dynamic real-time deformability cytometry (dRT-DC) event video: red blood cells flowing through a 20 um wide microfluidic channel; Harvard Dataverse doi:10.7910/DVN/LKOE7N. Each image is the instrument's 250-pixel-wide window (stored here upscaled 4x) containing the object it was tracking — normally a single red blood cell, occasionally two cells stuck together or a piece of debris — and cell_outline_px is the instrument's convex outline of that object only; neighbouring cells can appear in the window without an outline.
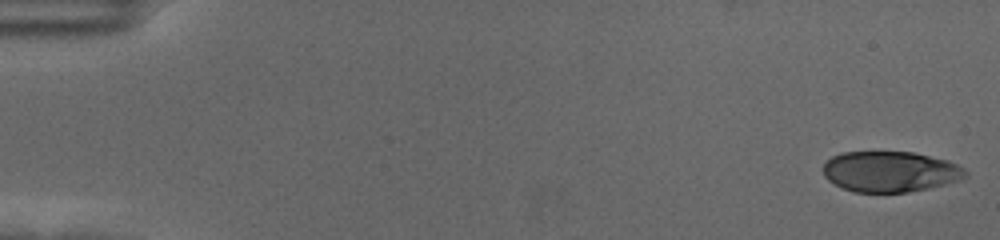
{"species": "human", "species_latin": "Homo sapiens", "temperature_condition": "cold", "stored_images_in_passage": 57, "camera_frame_rate_fps": 3000, "um_per_image_px": 0.085, "donor": {"sex": "female"}, "frame": {"image": 1, "passage_image": 1, "time_ms": 0.0, "image_size_px": [1000, 240], "cell_outline_px": [[968, 176], [960, 180], [928, 188], [908, 192], [852, 192], [828, 180], [824, 176], [824, 164], [832, 156], [840, 152], [912, 152], [948, 160], [964, 168], [968, 172]], "centroid_in_image_um": [75.68, 14.58], "position_along_channel_um": 9.3, "area_um2": 33.7}}
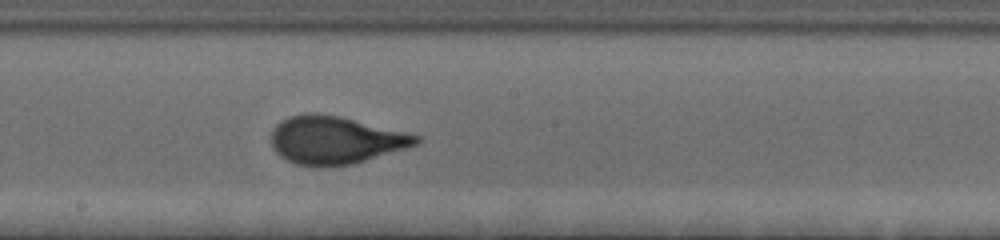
{"frame": {"image": 2, "passage_image": 32, "time_ms": 10.333, "image_size_px": [1000, 240], "cell_outline_px": [[420, 140], [416, 144], [356, 164], [316, 168], [296, 164], [280, 156], [276, 152], [272, 144], [272, 128], [280, 120], [288, 116], [304, 112], [316, 112], [340, 116], [420, 136]], "centroid_in_image_um": [28.43, 11.91], "position_along_channel_um": 219.8, "area_um2": 40.58}}
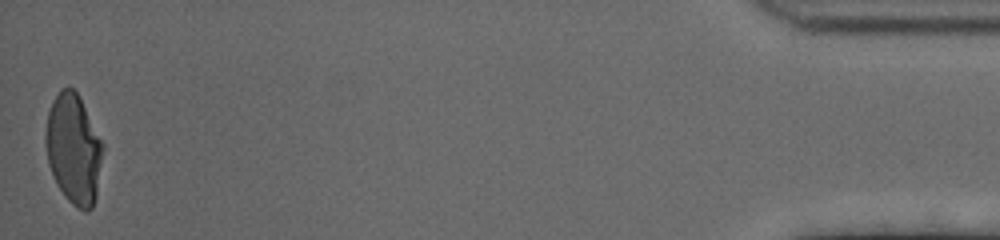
{"frame": {"image": 3, "passage_image": 57, "time_ms": 18.667, "image_size_px": [1000, 240], "cell_outline_px": [[104, 148], [96, 196], [92, 208], [88, 212], [84, 212], [76, 208], [64, 196], [56, 184], [48, 164], [44, 140], [48, 112], [52, 100], [60, 88], [72, 88], [80, 96], [104, 144]], "centroid_in_image_um": [6.25, 12.67], "position_along_channel_um": 428.9, "area_um2": 37.17}, "authors_computed_cell_mechanics": {"area_um2": 38.437, "velocity_mm_per_s": 3.5284, "shape_relaxation_time_tau1_ms": 3.5717, "shape_relaxation_time_tau2_ms": null, "deformation_change_tau1": 0.1911, "deformation_change_tau2": null}}